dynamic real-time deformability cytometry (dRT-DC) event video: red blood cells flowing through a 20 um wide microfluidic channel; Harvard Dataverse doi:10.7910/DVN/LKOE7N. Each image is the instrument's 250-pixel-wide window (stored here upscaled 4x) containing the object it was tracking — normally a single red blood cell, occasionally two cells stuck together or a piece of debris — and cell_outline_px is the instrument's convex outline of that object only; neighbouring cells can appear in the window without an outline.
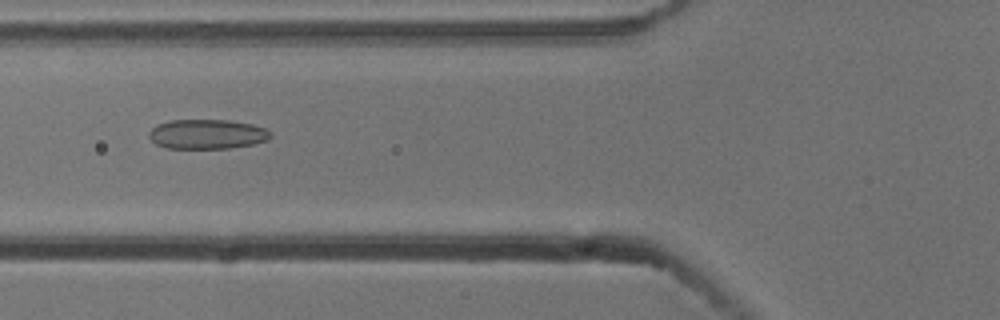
{"species": "common noctule bat (a hibernating species)", "species_latin": "Nyctalus noctula", "temperature_condition": "cold", "stored_images_in_passage": 44, "camera_frame_rate_fps": 3000, "um_per_image_px": 0.085, "animal": {"sex": "male", "body_mass_g": 13.3}, "frame": {"image": 1, "passage_image": 10, "time_ms": 3.0, "image_size_px": [1000, 320], "cell_outline_px": [[272, 136], [268, 140], [252, 144], [228, 148], [168, 148], [156, 144], [148, 136], [148, 132], [156, 124], [172, 120], [228, 120], [252, 124], [264, 128]], "centroid_in_image_um": [17.57, 11.4], "position_along_channel_um": 108.2, "area_um2": 20.87}}
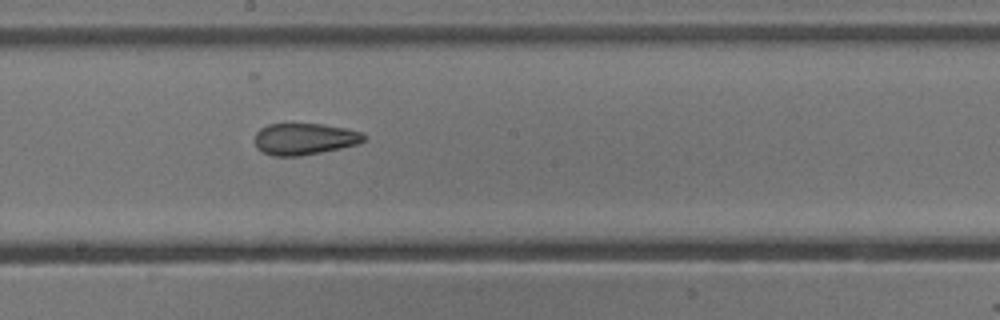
{"frame": {"image": 2, "passage_image": 19, "time_ms": 6.0, "image_size_px": [1000, 320], "cell_outline_px": [[364, 140], [356, 144], [340, 148], [300, 156], [272, 156], [256, 148], [256, 132], [260, 128], [268, 124], [320, 124], [344, 128], [360, 132], [364, 136]], "centroid_in_image_um": [25.83, 11.81], "position_along_channel_um": 222.4, "area_um2": 19.77}}
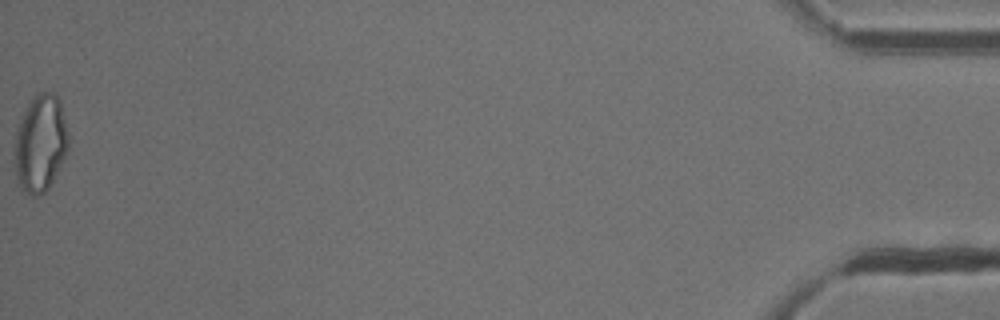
{"frame": {"image": 3, "passage_image": 44, "time_ms": 14.333, "image_size_px": [1000, 320], "cell_outline_px": [[68, 148], [48, 188], [44, 192], [36, 196], [32, 196], [20, 188], [16, 176], [16, 136], [24, 112], [32, 96], [40, 92], [56, 92], [60, 100], [68, 132]], "centroid_in_image_um": [3.46, 12.15], "position_along_channel_um": 431.7, "area_um2": 29.82}, "authors_computed_cell_mechanics": {"area_um2": 21.5594, "velocity_mm_per_s": 3.7936, "shape_relaxation_time_tau1_ms": 6.5573, "shape_relaxation_time_tau2_ms": 2.5466, "deformation_change_tau1": 0.1332, "deformation_change_tau2": 0.0985}}